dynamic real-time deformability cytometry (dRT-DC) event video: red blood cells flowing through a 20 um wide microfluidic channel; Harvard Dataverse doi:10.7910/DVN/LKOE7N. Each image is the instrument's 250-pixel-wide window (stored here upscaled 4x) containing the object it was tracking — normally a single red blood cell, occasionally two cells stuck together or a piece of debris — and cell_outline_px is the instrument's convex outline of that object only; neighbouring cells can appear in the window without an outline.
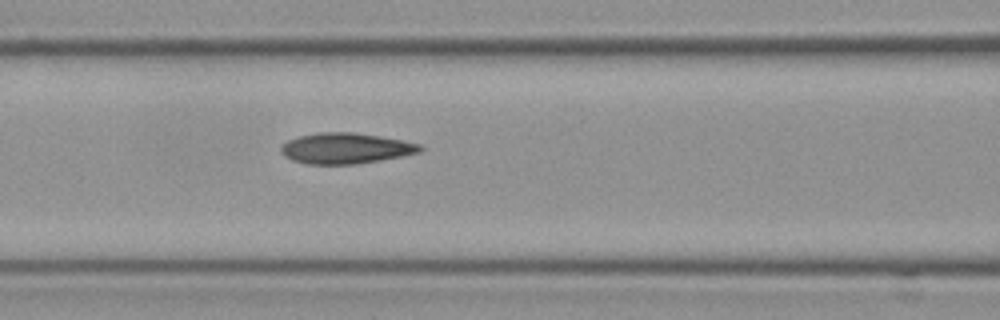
{"species": "Egyptian fruit bat (a non-hibernating species)", "species_latin": "Rousettus aegyptiacus", "temperature_condition": "cold", "stored_images_in_passage": 7, "camera_frame_rate_fps": 3000, "um_per_image_px": 0.085, "frame": {"image": 1, "passage_image": 7, "time_ms": 2.0, "image_size_px": [1000, 320], "cell_outline_px": [[424, 148], [420, 152], [404, 156], [356, 164], [308, 164], [292, 160], [284, 156], [280, 152], [280, 148], [288, 140], [296, 136], [320, 132], [352, 132], [380, 136], [404, 140], [420, 144]], "centroid_in_image_um": [29.39, 12.6], "position_along_channel_um": 137.2, "area_um2": 25.09}}